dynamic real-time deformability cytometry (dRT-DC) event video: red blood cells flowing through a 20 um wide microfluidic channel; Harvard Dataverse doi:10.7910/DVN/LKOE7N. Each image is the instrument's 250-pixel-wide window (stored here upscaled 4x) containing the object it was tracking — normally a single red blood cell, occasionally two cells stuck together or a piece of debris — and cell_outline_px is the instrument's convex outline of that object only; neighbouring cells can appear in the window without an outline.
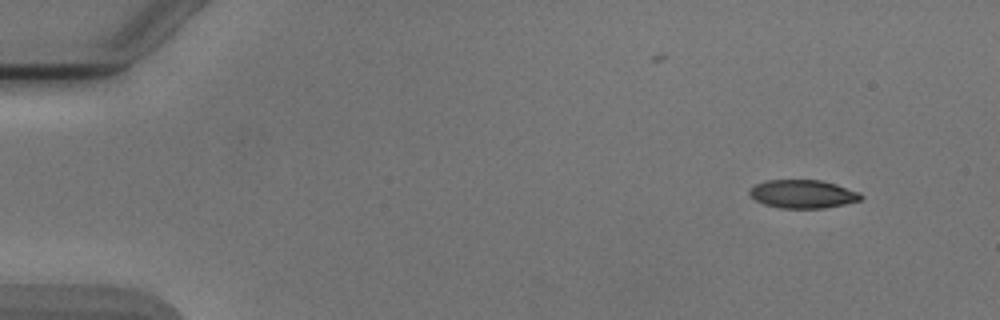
{"species": "Egyptian fruit bat (a non-hibernating species)", "species_latin": "Rousettus aegyptiacus", "temperature_condition": "cold", "stored_images_in_passage": 4, "camera_frame_rate_fps": 3000, "um_per_image_px": 0.085, "animal": {"sex": "male"}, "frame": {"image": 1, "passage_image": 1, "time_ms": 0.0, "image_size_px": [1000, 320], "cell_outline_px": [[864, 196], [860, 200], [844, 204], [824, 208], [780, 208], [764, 204], [756, 200], [748, 192], [756, 184], [768, 180], [820, 180], [836, 184], [860, 192]], "centroid_in_image_um": [68.27, 16.49], "position_along_channel_um": 16.7, "area_um2": 18.26}}